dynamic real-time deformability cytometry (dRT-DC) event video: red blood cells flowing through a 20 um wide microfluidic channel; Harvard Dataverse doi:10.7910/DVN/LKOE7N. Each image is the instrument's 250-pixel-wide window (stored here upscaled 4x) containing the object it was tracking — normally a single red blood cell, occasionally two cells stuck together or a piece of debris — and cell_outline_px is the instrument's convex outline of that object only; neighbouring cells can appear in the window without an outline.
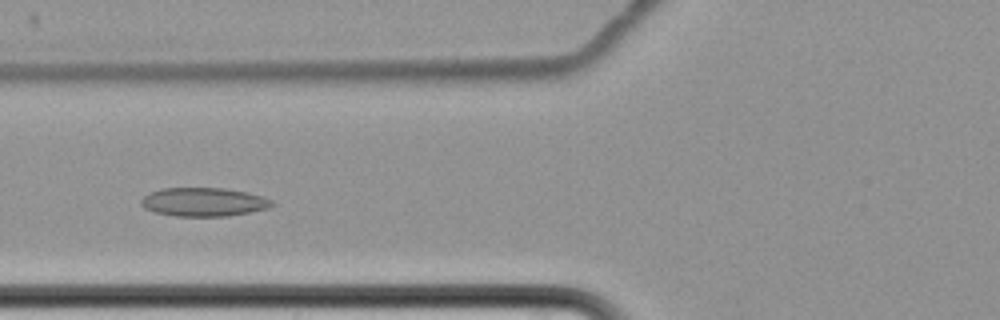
{"species": "common noctule bat (a hibernating species)", "species_latin": "Nyctalus noctula", "temperature_condition": "cold", "stored_images_in_passage": 9, "camera_frame_rate_fps": 3000, "um_per_image_px": 0.085, "animal": {"sex": "female", "body_mass_g": 22.7, "forearm_length_mm": 54.2}, "frame": {"image": 1, "passage_image": 8, "time_ms": 8.333, "image_size_px": [1000, 320], "cell_outline_px": [[276, 204], [268, 208], [228, 216], [172, 216], [156, 212], [144, 208], [140, 204], [140, 200], [148, 192], [160, 188], [224, 188], [248, 192], [264, 196], [272, 200]], "centroid_in_image_um": [17.3, 17.16], "position_along_channel_um": 108.5, "area_um2": 22.08}}
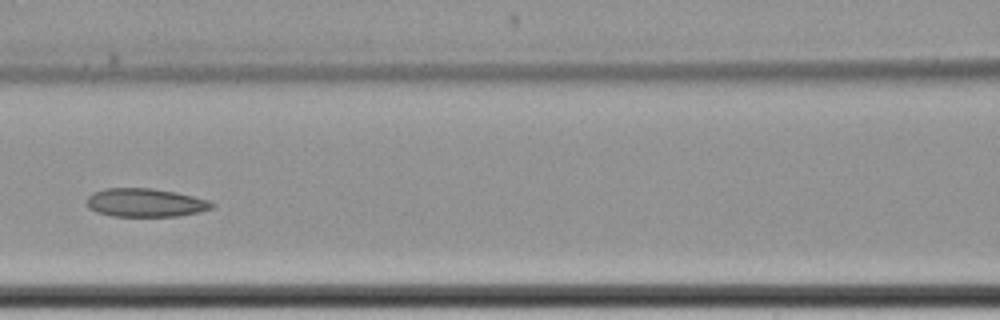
{"frame": {"image": 2, "passage_image": 9, "time_ms": 9.667, "image_size_px": [1000, 320], "cell_outline_px": [[216, 204], [212, 208], [200, 212], [176, 216], [112, 216], [96, 212], [88, 208], [88, 196], [92, 192], [104, 188], [152, 188], [176, 192], [208, 200]], "centroid_in_image_um": [12.35, 17.22], "position_along_channel_um": 154.3, "area_um2": 20.81}}